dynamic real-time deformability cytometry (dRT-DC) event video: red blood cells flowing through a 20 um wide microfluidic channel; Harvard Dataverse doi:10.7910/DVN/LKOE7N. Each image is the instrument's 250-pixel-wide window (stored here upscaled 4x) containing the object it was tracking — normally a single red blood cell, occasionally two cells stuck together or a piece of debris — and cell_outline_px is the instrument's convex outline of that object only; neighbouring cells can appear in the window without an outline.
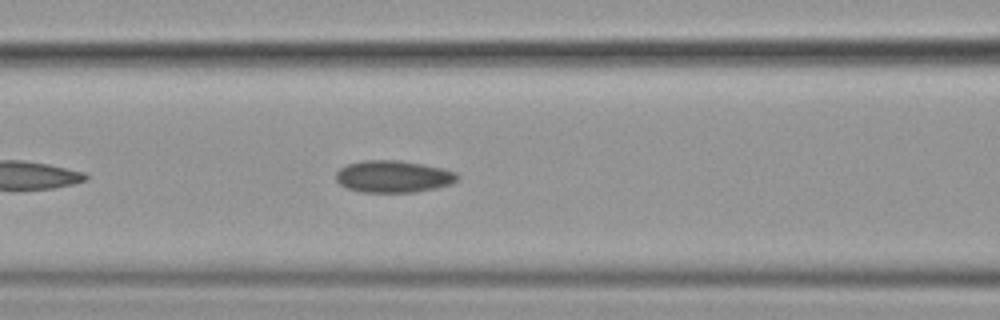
{"species": "common noctule bat (a hibernating species)", "species_latin": "Nyctalus noctula", "temperature_condition": "cold", "stored_images_in_passage": 43, "segment_of_instrument_passage": [1, 2], "camera_frame_rate_fps": 3000, "um_per_image_px": 0.085, "animal": {"sex": "female", "body_mass_g": 19.9}, "frame": {"image": 1, "passage_image": 9, "time_ms": 2.667, "image_size_px": [1000, 320], "cell_outline_px": [[460, 176], [452, 184], [436, 188], [416, 192], [364, 192], [348, 188], [340, 184], [336, 180], [336, 172], [340, 168], [348, 164], [364, 160], [400, 160], [440, 168], [456, 172]], "centroid_in_image_um": [33.43, 15.0], "position_along_channel_um": 133.2, "area_um2": 22.54}}
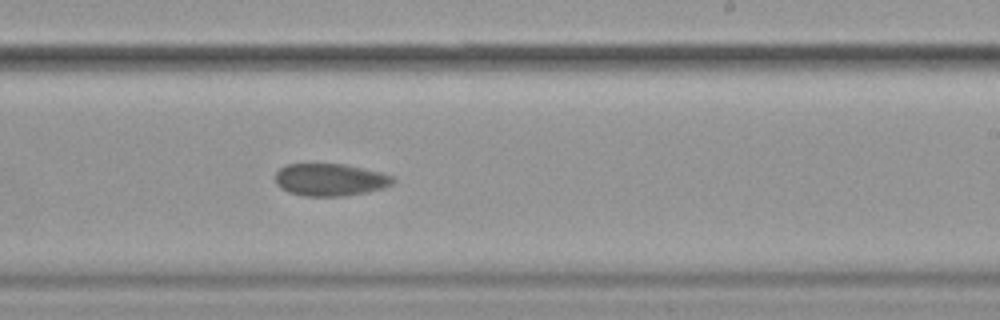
{"frame": {"image": 2, "passage_image": 20, "time_ms": 6.333, "image_size_px": [1000, 320], "cell_outline_px": [[396, 180], [392, 184], [384, 188], [368, 192], [344, 196], [304, 196], [288, 192], [280, 188], [276, 184], [276, 172], [280, 168], [288, 164], [344, 164], [380, 172], [392, 176]], "centroid_in_image_um": [28.06, 15.28], "position_along_channel_um": 260.9, "area_um2": 22.25}}
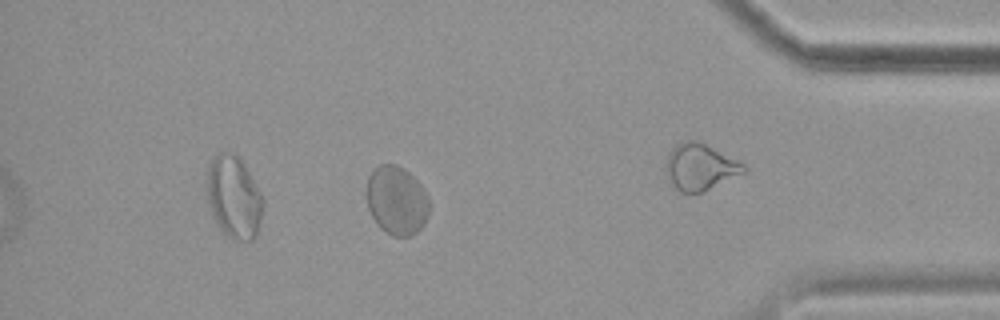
{"frame": {"image": 3, "passage_image": 35, "time_ms": 11.333, "image_size_px": [1000, 320], "cell_outline_px": [[428, 216], [424, 224], [416, 232], [408, 236], [392, 236], [384, 232], [376, 224], [368, 208], [364, 192], [368, 176], [372, 168], [380, 164], [396, 164], [404, 168], [420, 184], [428, 196]], "centroid_in_image_um": [33.66, 17.02], "position_along_channel_um": 401.5, "area_um2": 25.55}}